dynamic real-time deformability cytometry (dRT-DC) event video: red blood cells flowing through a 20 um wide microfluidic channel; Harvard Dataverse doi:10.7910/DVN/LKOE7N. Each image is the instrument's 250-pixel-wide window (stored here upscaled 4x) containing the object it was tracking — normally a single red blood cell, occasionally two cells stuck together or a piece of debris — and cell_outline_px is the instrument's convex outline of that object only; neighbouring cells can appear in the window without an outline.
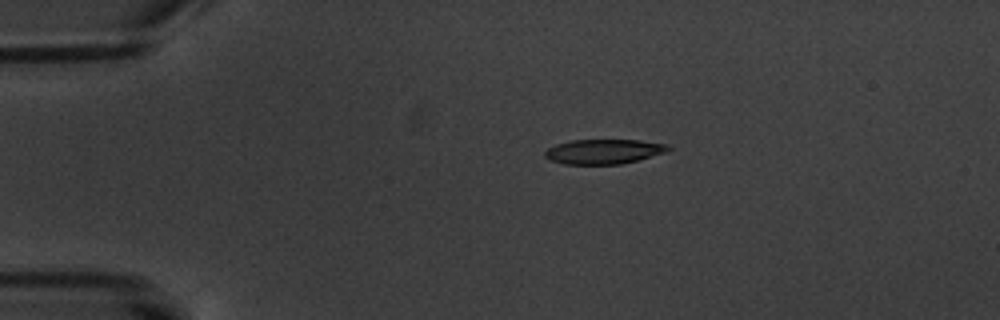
{"species": "common noctule bat (a hibernating species)", "species_latin": "Nyctalus noctula", "temperature_condition": "warm", "stored_images_in_passage": 13, "camera_frame_rate_fps": 3000, "um_per_image_px": 0.085, "animal": {"sex": "male", "body_mass_g": 20.1, "forearm_length_mm": 53.5}, "frame": {"image": 1, "passage_image": 1, "time_ms": 0.0, "image_size_px": [1000, 320], "cell_outline_px": [[672, 148], [668, 152], [620, 164], [564, 164], [552, 160], [544, 156], [544, 152], [548, 148], [556, 144], [572, 140], [640, 140], [668, 144]], "centroid_in_image_um": [51.35, 12.87], "position_along_channel_um": 33.7, "area_um2": 17.74}}
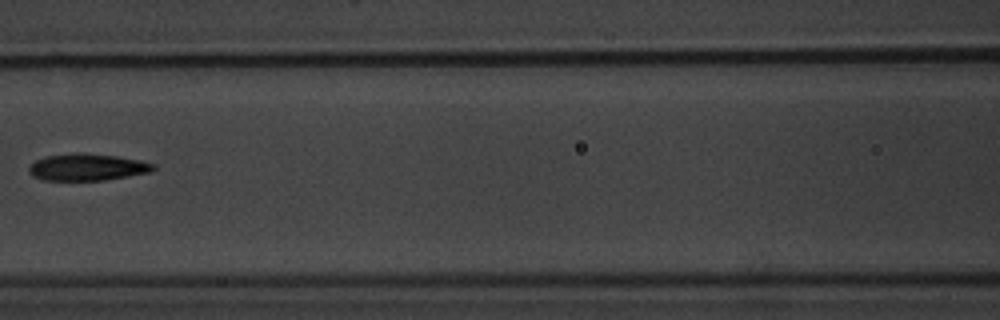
{"frame": {"image": 2, "passage_image": 5, "time_ms": 5.0, "image_size_px": [1000, 320], "cell_outline_px": [[156, 168], [152, 172], [104, 180], [44, 180], [32, 176], [28, 172], [28, 168], [36, 160], [44, 156], [76, 152], [84, 152], [116, 156], [140, 160], [156, 164]], "centroid_in_image_um": [7.43, 14.2], "position_along_channel_um": 159.2, "area_um2": 19.71}}
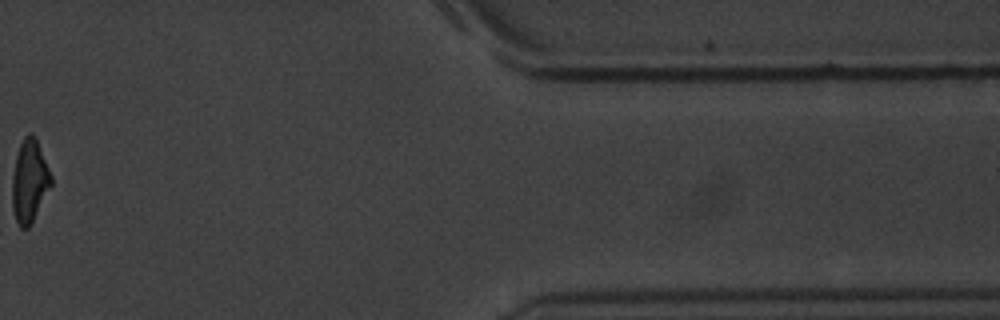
{"frame": {"image": 3, "passage_image": 12, "time_ms": 13.667, "image_size_px": [1000, 320], "cell_outline_px": [[52, 184], [32, 224], [28, 228], [20, 228], [16, 220], [12, 208], [12, 176], [16, 156], [20, 144], [24, 136], [28, 132], [32, 132], [36, 136], [52, 176]], "centroid_in_image_um": [2.51, 15.38], "position_along_channel_um": 408.9, "area_um2": 19.07}, "authors_computed_cell_mechanics": {"area_um2": 19.363, "velocity_mm_per_s": 3.4512, "shape_relaxation_time_tau1_ms": 3.9189, "shape_relaxation_time_tau2_ms": 2.4922, "deformation_change_tau1": 0.1522, "deformation_change_tau2": 0.0873}}